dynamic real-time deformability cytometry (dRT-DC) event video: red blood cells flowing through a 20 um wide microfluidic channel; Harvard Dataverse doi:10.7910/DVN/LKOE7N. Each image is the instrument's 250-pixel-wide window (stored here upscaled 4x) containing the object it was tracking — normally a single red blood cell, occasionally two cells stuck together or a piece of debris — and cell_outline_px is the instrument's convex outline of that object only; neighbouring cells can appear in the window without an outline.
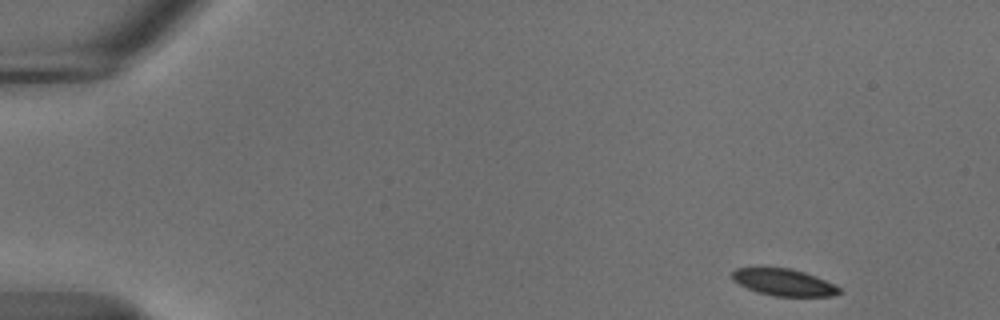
{"species": "common noctule bat (a hibernating species)", "species_latin": "Nyctalus noctula", "temperature_condition": "cold", "stored_images_in_passage": 14, "camera_frame_rate_fps": 3000, "um_per_image_px": 0.085, "animal": {"sex": "male", "body_mass_g": 18.8}, "frame": {"image": 1, "passage_image": 1, "time_ms": 0.0, "image_size_px": [1000, 320], "cell_outline_px": [[840, 292], [832, 296], [776, 296], [760, 292], [748, 288], [732, 280], [732, 272], [736, 268], [792, 268], [816, 276], [836, 284], [840, 288]], "centroid_in_image_um": [66.66, 23.99], "position_along_channel_um": 18.3, "area_um2": 16.59}}
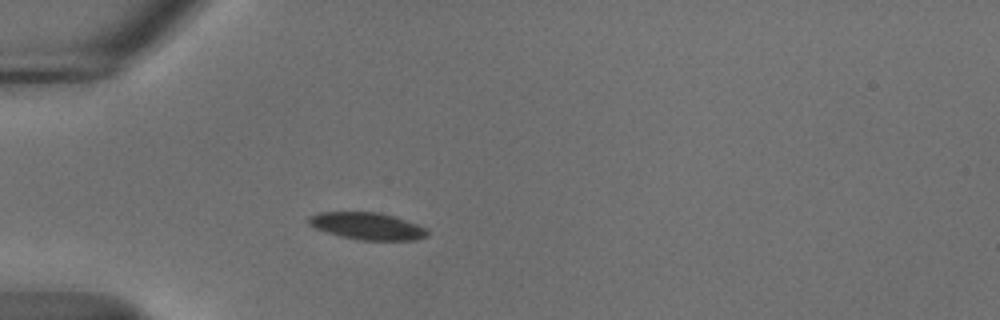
{"frame": {"image": 2, "passage_image": 12, "time_ms": 3.667, "image_size_px": [1000, 320], "cell_outline_px": [[428, 236], [416, 240], [360, 240], [340, 236], [316, 228], [308, 224], [308, 220], [312, 216], [320, 212], [380, 212], [416, 224], [424, 228], [428, 232]], "centroid_in_image_um": [31.22, 19.22], "position_along_channel_um": 53.8, "area_um2": 18.44}}